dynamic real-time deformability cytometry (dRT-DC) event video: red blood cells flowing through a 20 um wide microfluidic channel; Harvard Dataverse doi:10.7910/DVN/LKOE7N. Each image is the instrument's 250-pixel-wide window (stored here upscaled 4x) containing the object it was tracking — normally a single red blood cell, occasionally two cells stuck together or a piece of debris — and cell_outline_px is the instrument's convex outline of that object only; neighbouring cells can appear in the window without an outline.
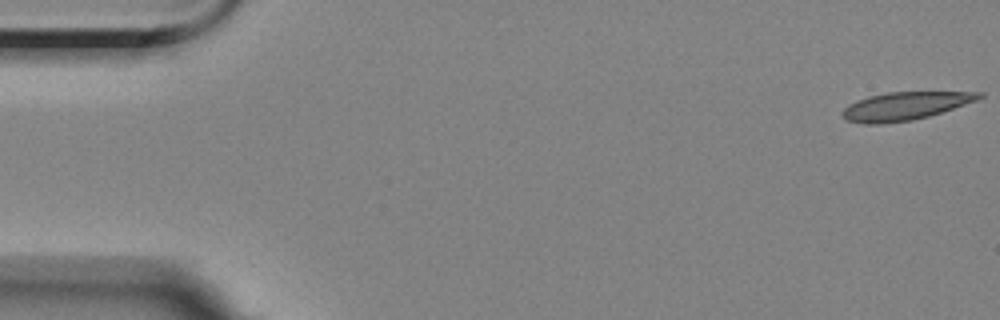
{"species": "Egyptian fruit bat (a non-hibernating species)", "species_latin": "Rousettus aegyptiacus", "temperature_condition": "room temperature", "stored_images_in_passage": 5, "camera_frame_rate_fps": 3000, "um_per_image_px": 0.085, "animal": {"sex": "female"}, "frame": {"image": 1, "passage_image": 5, "time_ms": 5.667, "image_size_px": [1000, 320], "cell_outline_px": [[984, 96], [976, 100], [928, 116], [912, 120], [880, 124], [864, 124], [844, 120], [840, 112], [848, 104], [856, 100], [868, 96], [888, 92], [984, 92]], "centroid_in_image_um": [76.84, 9.01], "position_along_channel_um": 8.2, "area_um2": 22.25}}